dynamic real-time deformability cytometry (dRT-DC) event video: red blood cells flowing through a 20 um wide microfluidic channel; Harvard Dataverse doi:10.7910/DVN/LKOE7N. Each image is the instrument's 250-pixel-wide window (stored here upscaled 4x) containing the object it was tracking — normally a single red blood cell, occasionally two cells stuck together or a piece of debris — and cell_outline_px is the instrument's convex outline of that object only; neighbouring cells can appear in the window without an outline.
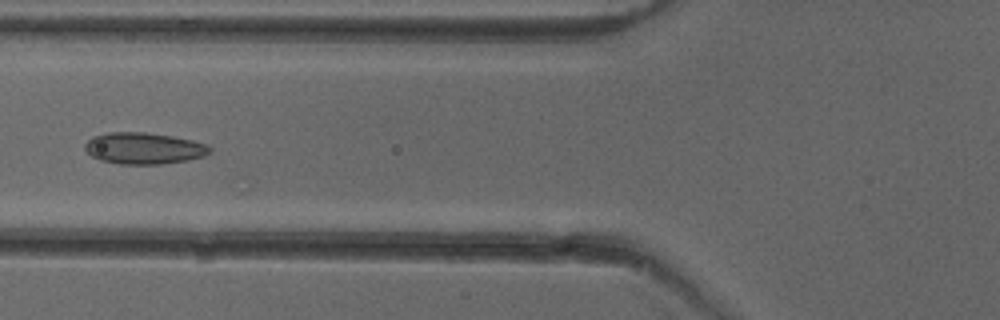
{"species": "common noctule bat (a hibernating species)", "species_latin": "Nyctalus noctula", "temperature_condition": "cold", "stored_images_in_passage": 19, "camera_frame_rate_fps": 3000, "um_per_image_px": 0.085, "animal": {"sex": "female"}, "frame": {"image": 1, "passage_image": 16, "time_ms": 5.0, "image_size_px": [1000, 320], "cell_outline_px": [[212, 152], [204, 156], [188, 160], [160, 164], [120, 164], [100, 160], [92, 156], [84, 148], [84, 144], [92, 136], [108, 132], [144, 132], [172, 136], [192, 140], [208, 144], [212, 148]], "centroid_in_image_um": [12.24, 12.6], "position_along_channel_um": 113.6, "area_um2": 23.06}}